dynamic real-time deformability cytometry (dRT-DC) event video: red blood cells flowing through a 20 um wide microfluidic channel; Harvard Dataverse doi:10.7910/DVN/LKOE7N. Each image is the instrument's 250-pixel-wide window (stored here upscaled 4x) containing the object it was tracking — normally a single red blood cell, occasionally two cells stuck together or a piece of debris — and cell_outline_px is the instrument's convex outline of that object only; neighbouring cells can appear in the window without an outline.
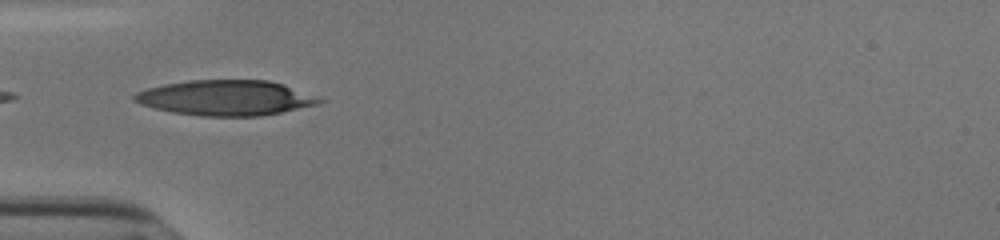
{"species": "human", "species_latin": "Homo sapiens", "temperature_condition": "cold", "stored_images_in_passage": 37, "camera_frame_rate_fps": 3000, "um_per_image_px": 0.085, "donor": {"sex": "male"}, "frame": {"image": 1, "passage_image": 1, "time_ms": 0.0, "image_size_px": [1000, 240], "cell_outline_px": [[328, 100], [316, 104], [280, 112], [260, 116], [200, 116], [172, 112], [140, 104], [132, 100], [132, 96], [136, 92], [148, 88], [164, 84], [188, 80], [268, 80], [284, 84], [320, 96]], "centroid_in_image_um": [19.21, 8.31], "position_along_channel_um": 65.8, "area_um2": 38.15}}
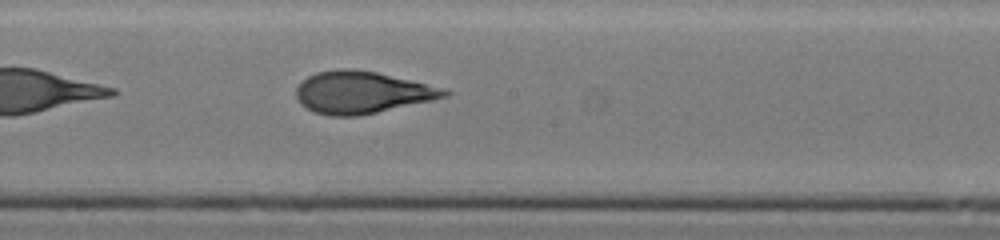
{"frame": {"image": 2, "passage_image": 13, "time_ms": 4.0, "image_size_px": [1000, 240], "cell_outline_px": [[452, 92], [448, 96], [432, 100], [376, 112], [356, 116], [332, 116], [316, 112], [300, 104], [296, 96], [296, 88], [308, 76], [316, 72], [336, 68], [352, 68], [376, 72], [448, 88]], "centroid_in_image_um": [30.79, 7.83], "position_along_channel_um": 217.4, "area_um2": 36.36}}
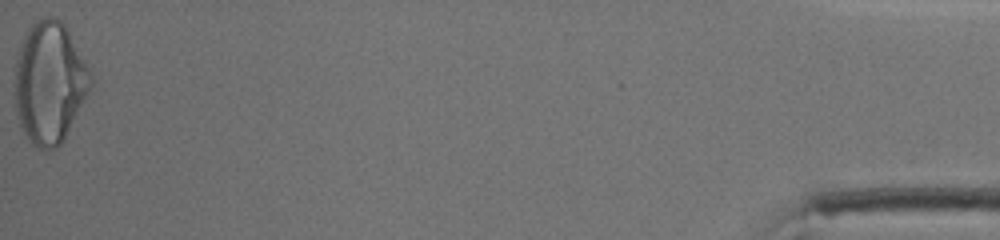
{"frame": {"image": 3, "passage_image": 37, "time_ms": 12.0, "image_size_px": [1000, 240], "cell_outline_px": [[92, 84], [88, 92], [60, 144], [56, 148], [48, 152], [44, 152], [36, 148], [32, 144], [20, 128], [16, 108], [12, 80], [16, 60], [24, 36], [28, 28], [36, 20], [44, 16], [56, 16], [64, 24], [84, 60], [92, 76]], "centroid_in_image_um": [4.16, 7.04], "position_along_channel_um": 431.0, "area_um2": 53.81}, "authors_computed_cell_mechanics": {"area_um2": 37.0498, "velocity_mm_per_s": 3.8349, "shape_relaxation_time_tau1_ms": 6.5077, "shape_relaxation_time_tau2_ms": 1.3226, "deformation_change_tau1": 0.2542, "deformation_change_tau2": 0.0913}}